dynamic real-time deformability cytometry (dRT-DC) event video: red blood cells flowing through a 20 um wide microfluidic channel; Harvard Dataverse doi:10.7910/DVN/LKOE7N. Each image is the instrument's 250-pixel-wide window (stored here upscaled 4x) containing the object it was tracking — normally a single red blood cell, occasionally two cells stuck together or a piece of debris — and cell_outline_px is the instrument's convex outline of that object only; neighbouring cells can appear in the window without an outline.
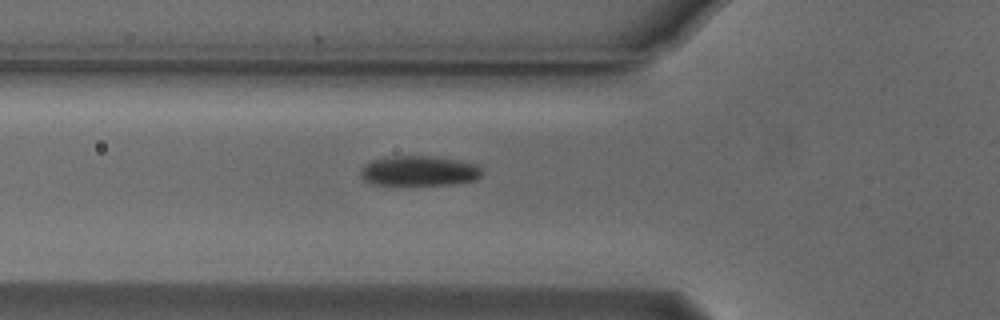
{"species": "Egyptian fruit bat (a non-hibernating species)", "species_latin": "Rousettus aegyptiacus", "temperature_condition": "cold", "stored_images_in_passage": 35, "camera_frame_rate_fps": 3000, "um_per_image_px": 0.085, "animal": {"sex": "male"}, "frame": {"image": 1, "passage_image": 2, "time_ms": 0.333, "image_size_px": [1000, 320], "cell_outline_px": [[484, 172], [476, 180], [452, 184], [372, 184], [364, 180], [360, 176], [360, 168], [364, 164], [372, 160], [388, 156], [428, 156], [460, 160], [476, 164]], "centroid_in_image_um": [35.61, 14.51], "position_along_channel_um": 90.2, "area_um2": 21.27}}
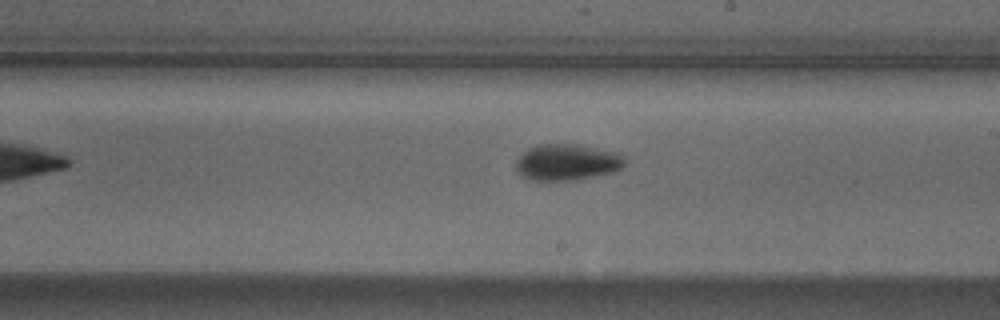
{"frame": {"image": 2, "passage_image": 14, "time_ms": 4.333, "image_size_px": [1000, 320], "cell_outline_px": [[628, 160], [616, 172], [576, 180], [532, 180], [520, 176], [516, 168], [516, 160], [520, 152], [536, 144], [580, 144], [624, 152]], "centroid_in_image_um": [48.26, 13.76], "position_along_channel_um": 240.7, "area_um2": 23.93}}
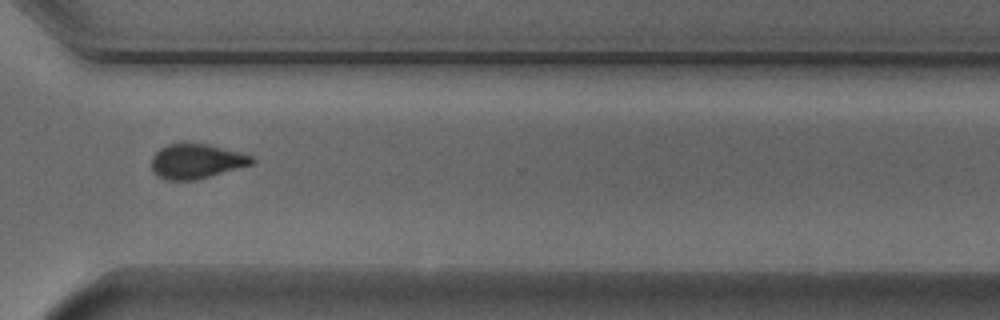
{"frame": {"image": 3, "passage_image": 23, "time_ms": 7.333, "image_size_px": [1000, 320], "cell_outline_px": [[256, 160], [252, 164], [196, 180], [168, 180], [156, 176], [152, 172], [152, 156], [160, 148], [168, 144], [184, 140], [208, 144], [252, 156]], "centroid_in_image_um": [16.63, 13.68], "position_along_channel_um": 354.0, "area_um2": 20.63}}